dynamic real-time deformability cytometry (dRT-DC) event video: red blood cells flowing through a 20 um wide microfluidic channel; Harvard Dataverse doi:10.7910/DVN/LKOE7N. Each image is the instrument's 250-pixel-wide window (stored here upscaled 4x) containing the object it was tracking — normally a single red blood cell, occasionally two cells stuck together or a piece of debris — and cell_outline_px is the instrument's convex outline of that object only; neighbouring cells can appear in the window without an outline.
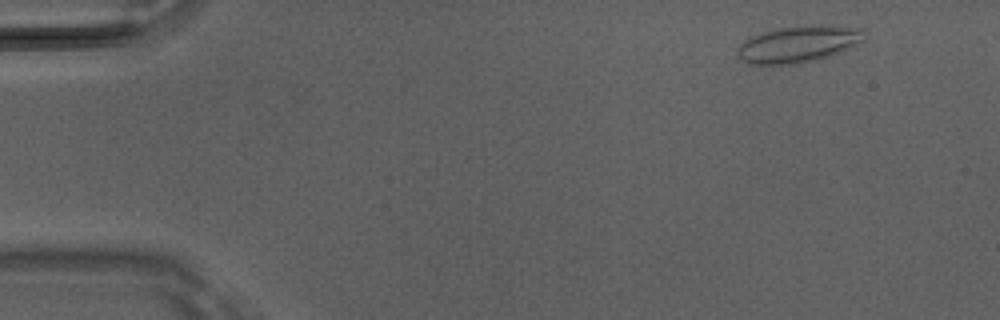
{"species": "Egyptian fruit bat (a non-hibernating species)", "species_latin": "Rousettus aegyptiacus", "temperature_condition": "room temperature", "stored_images_in_passage": 49, "camera_frame_rate_fps": 3000, "um_per_image_px": 0.085, "animal": {"sex": "male"}, "frame": {"image": 1, "passage_image": 4, "time_ms": 1.0, "image_size_px": [1000, 320], "cell_outline_px": [[864, 32], [860, 40], [840, 52], [832, 56], [800, 64], [748, 64], [736, 52], [740, 44], [744, 40], [752, 36], [764, 32], [780, 28], [812, 24], [820, 24], [860, 28]], "centroid_in_image_um": [67.83, 3.75], "position_along_channel_um": 17.2, "area_um2": 26.76}}
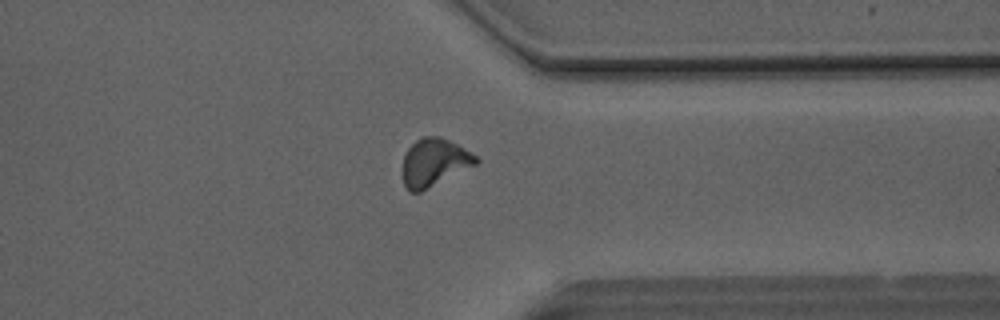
{"frame": {"image": 2, "passage_image": 38, "time_ms": 12.333, "image_size_px": [1000, 320], "cell_outline_px": [[480, 160], [476, 164], [420, 192], [408, 192], [404, 184], [400, 168], [404, 152], [416, 140], [424, 136], [440, 136], [464, 148], [476, 156]], "centroid_in_image_um": [36.83, 13.81], "position_along_channel_um": 374.6, "area_um2": 20.52}}
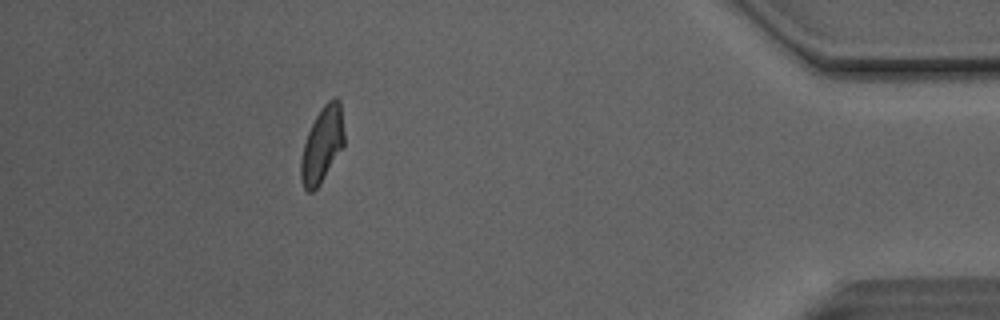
{"frame": {"image": 3, "passage_image": 44, "time_ms": 14.333, "image_size_px": [1000, 320], "cell_outline_px": [[344, 148], [320, 184], [312, 192], [308, 192], [304, 188], [300, 176], [300, 160], [304, 144], [308, 132], [316, 116], [324, 104], [328, 100], [336, 96], [340, 100], [344, 132]], "centroid_in_image_um": [27.4, 12.3], "position_along_channel_um": 407.8, "area_um2": 19.25}, "authors_computed_cell_mechanics": {"area_um2": 20.1144, "velocity_mm_per_s": 4.1196, "shape_relaxation_time_tau1_ms": null, "shape_relaxation_time_tau2_ms": 1.4394, "deformation_change_tau1": null, "deformation_change_tau2": 0.074}}